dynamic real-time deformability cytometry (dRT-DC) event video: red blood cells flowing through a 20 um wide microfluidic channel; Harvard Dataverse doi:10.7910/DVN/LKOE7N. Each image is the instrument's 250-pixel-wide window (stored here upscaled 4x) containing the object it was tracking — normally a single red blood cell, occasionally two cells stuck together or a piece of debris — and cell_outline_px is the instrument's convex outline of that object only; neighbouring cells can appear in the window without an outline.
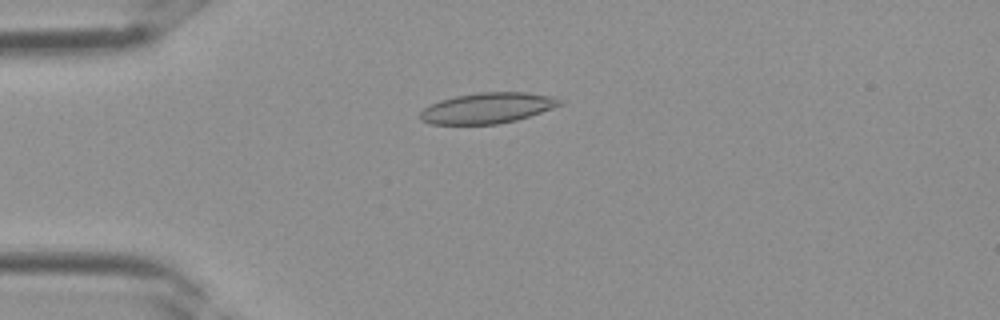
{"species": "Egyptian fruit bat (a non-hibernating species)", "species_latin": "Rousettus aegyptiacus", "temperature_condition": "room temperature", "stored_images_in_passage": 2, "camera_frame_rate_fps": 3000, "um_per_image_px": 0.085, "frame": {"image": 1, "passage_image": 1, "time_ms": 0.0, "image_size_px": [1000, 320], "cell_outline_px": [[564, 104], [516, 120], [500, 124], [428, 124], [420, 120], [420, 112], [424, 108], [440, 100], [456, 96], [480, 92], [524, 92], [556, 96], [564, 100]], "centroid_in_image_um": [41.46, 9.18], "position_along_channel_um": 43.5, "area_um2": 25.03}}
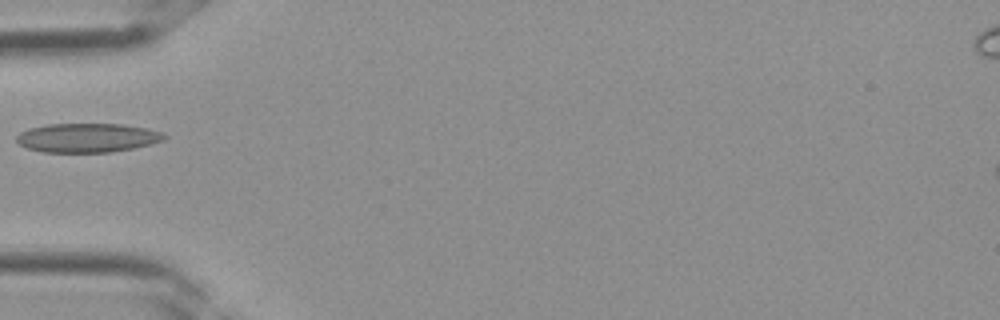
{"frame": {"image": 2, "passage_image": 2, "time_ms": 0.333, "image_size_px": [1000, 320], "cell_outline_px": [[168, 136], [164, 140], [132, 148], [112, 152], [44, 152], [28, 148], [20, 144], [16, 140], [16, 136], [20, 132], [28, 128], [48, 124], [124, 124], [148, 128], [160, 132]], "centroid_in_image_um": [7.42, 11.7], "position_along_channel_um": 77.6, "area_um2": 24.97}}